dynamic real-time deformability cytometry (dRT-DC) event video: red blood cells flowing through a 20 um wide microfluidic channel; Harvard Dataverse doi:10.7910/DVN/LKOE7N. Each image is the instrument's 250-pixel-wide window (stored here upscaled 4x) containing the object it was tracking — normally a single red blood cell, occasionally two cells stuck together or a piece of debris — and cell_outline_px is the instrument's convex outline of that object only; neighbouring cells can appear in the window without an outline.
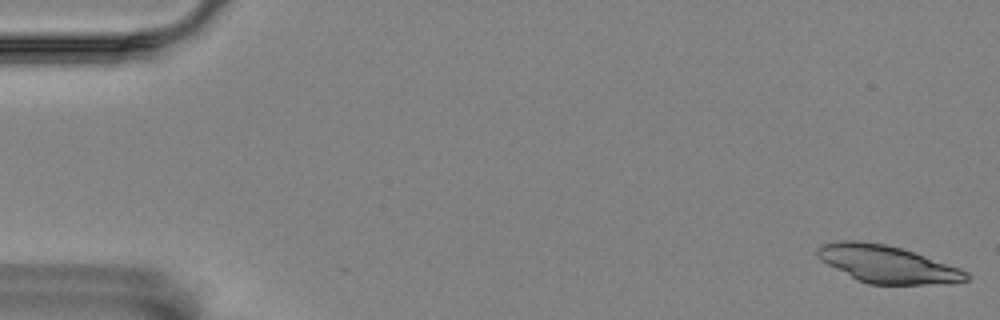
{"species": "Egyptian fruit bat (a non-hibernating species)", "species_latin": "Rousettus aegyptiacus", "temperature_condition": "room temperature", "stored_images_in_passage": 19, "camera_frame_rate_fps": 3000, "um_per_image_px": 0.085, "animal": {"sex": "female"}, "frame": {"image": 1, "passage_image": 1, "time_ms": 0.0, "image_size_px": [1000, 320], "cell_outline_px": [[972, 276], [968, 280], [952, 284], [868, 284], [856, 280], [820, 260], [816, 256], [816, 252], [824, 244], [844, 240], [856, 240], [884, 244], [900, 248], [960, 268], [968, 272]], "centroid_in_image_um": [75.45, 22.48], "position_along_channel_um": 9.6, "area_um2": 32.25}}